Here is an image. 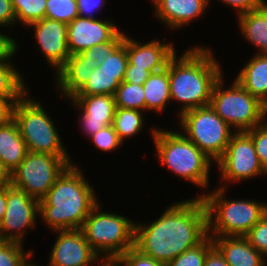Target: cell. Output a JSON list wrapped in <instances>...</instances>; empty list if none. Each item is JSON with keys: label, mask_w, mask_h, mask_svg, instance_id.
I'll list each match as a JSON object with an SVG mask.
<instances>
[{"label": "cell", "mask_w": 267, "mask_h": 266, "mask_svg": "<svg viewBox=\"0 0 267 266\" xmlns=\"http://www.w3.org/2000/svg\"><path fill=\"white\" fill-rule=\"evenodd\" d=\"M207 223V210L201 196L176 203L152 224H135V247L167 265L208 236Z\"/></svg>", "instance_id": "cell-1"}, {"label": "cell", "mask_w": 267, "mask_h": 266, "mask_svg": "<svg viewBox=\"0 0 267 266\" xmlns=\"http://www.w3.org/2000/svg\"><path fill=\"white\" fill-rule=\"evenodd\" d=\"M94 196L93 187L71 164L39 201V215L55 231L81 229L91 210L98 204Z\"/></svg>", "instance_id": "cell-2"}, {"label": "cell", "mask_w": 267, "mask_h": 266, "mask_svg": "<svg viewBox=\"0 0 267 266\" xmlns=\"http://www.w3.org/2000/svg\"><path fill=\"white\" fill-rule=\"evenodd\" d=\"M210 49L193 48L176 61V54L168 62L171 99L185 105L181 113L210 105L212 91L220 79L221 69Z\"/></svg>", "instance_id": "cell-3"}, {"label": "cell", "mask_w": 267, "mask_h": 266, "mask_svg": "<svg viewBox=\"0 0 267 266\" xmlns=\"http://www.w3.org/2000/svg\"><path fill=\"white\" fill-rule=\"evenodd\" d=\"M158 160L174 174L207 187L211 159L192 141L177 132L152 129Z\"/></svg>", "instance_id": "cell-4"}, {"label": "cell", "mask_w": 267, "mask_h": 266, "mask_svg": "<svg viewBox=\"0 0 267 266\" xmlns=\"http://www.w3.org/2000/svg\"><path fill=\"white\" fill-rule=\"evenodd\" d=\"M224 190L222 187L212 194L201 196L207 210L208 234L210 227L213 226L212 231L217 237H244L267 212V204L253 200H224ZM213 213L216 215L214 223L212 221Z\"/></svg>", "instance_id": "cell-5"}, {"label": "cell", "mask_w": 267, "mask_h": 266, "mask_svg": "<svg viewBox=\"0 0 267 266\" xmlns=\"http://www.w3.org/2000/svg\"><path fill=\"white\" fill-rule=\"evenodd\" d=\"M98 205L91 210L81 230L98 255L102 251L106 258H117L135 246V224L115 213H98Z\"/></svg>", "instance_id": "cell-6"}, {"label": "cell", "mask_w": 267, "mask_h": 266, "mask_svg": "<svg viewBox=\"0 0 267 266\" xmlns=\"http://www.w3.org/2000/svg\"><path fill=\"white\" fill-rule=\"evenodd\" d=\"M39 104L23 96L13 108V119L28 151L68 156L54 124Z\"/></svg>", "instance_id": "cell-7"}, {"label": "cell", "mask_w": 267, "mask_h": 266, "mask_svg": "<svg viewBox=\"0 0 267 266\" xmlns=\"http://www.w3.org/2000/svg\"><path fill=\"white\" fill-rule=\"evenodd\" d=\"M222 77L212 91L210 106L238 132L247 131L260 125L264 119V103L252 96L236 80L230 89L222 90Z\"/></svg>", "instance_id": "cell-8"}, {"label": "cell", "mask_w": 267, "mask_h": 266, "mask_svg": "<svg viewBox=\"0 0 267 266\" xmlns=\"http://www.w3.org/2000/svg\"><path fill=\"white\" fill-rule=\"evenodd\" d=\"M182 128L190 141L216 162L222 157L232 133L226 123L210 106L198 107L179 115Z\"/></svg>", "instance_id": "cell-9"}, {"label": "cell", "mask_w": 267, "mask_h": 266, "mask_svg": "<svg viewBox=\"0 0 267 266\" xmlns=\"http://www.w3.org/2000/svg\"><path fill=\"white\" fill-rule=\"evenodd\" d=\"M69 165V156L28 151L20 165L11 172L10 184L41 201Z\"/></svg>", "instance_id": "cell-10"}, {"label": "cell", "mask_w": 267, "mask_h": 266, "mask_svg": "<svg viewBox=\"0 0 267 266\" xmlns=\"http://www.w3.org/2000/svg\"><path fill=\"white\" fill-rule=\"evenodd\" d=\"M222 180L238 181L267 173L259 161L251 137L245 132L233 133L222 157L217 161Z\"/></svg>", "instance_id": "cell-11"}, {"label": "cell", "mask_w": 267, "mask_h": 266, "mask_svg": "<svg viewBox=\"0 0 267 266\" xmlns=\"http://www.w3.org/2000/svg\"><path fill=\"white\" fill-rule=\"evenodd\" d=\"M6 206L0 221L2 239L22 243L24 228L34 227L36 213H39V201L30 197L24 190L10 184L6 186ZM12 230L18 232L15 231L14 234Z\"/></svg>", "instance_id": "cell-12"}, {"label": "cell", "mask_w": 267, "mask_h": 266, "mask_svg": "<svg viewBox=\"0 0 267 266\" xmlns=\"http://www.w3.org/2000/svg\"><path fill=\"white\" fill-rule=\"evenodd\" d=\"M113 22L76 17L67 25L70 55L81 53L97 44L111 40L120 30Z\"/></svg>", "instance_id": "cell-13"}, {"label": "cell", "mask_w": 267, "mask_h": 266, "mask_svg": "<svg viewBox=\"0 0 267 266\" xmlns=\"http://www.w3.org/2000/svg\"><path fill=\"white\" fill-rule=\"evenodd\" d=\"M81 229L60 230L50 256V266H88L97 260Z\"/></svg>", "instance_id": "cell-14"}, {"label": "cell", "mask_w": 267, "mask_h": 266, "mask_svg": "<svg viewBox=\"0 0 267 266\" xmlns=\"http://www.w3.org/2000/svg\"><path fill=\"white\" fill-rule=\"evenodd\" d=\"M35 29V37L50 65L58 70L70 57L67 44V24L50 18L29 24Z\"/></svg>", "instance_id": "cell-15"}, {"label": "cell", "mask_w": 267, "mask_h": 266, "mask_svg": "<svg viewBox=\"0 0 267 266\" xmlns=\"http://www.w3.org/2000/svg\"><path fill=\"white\" fill-rule=\"evenodd\" d=\"M71 100L84 110L81 123L88 135L112 125L116 109L113 95H75Z\"/></svg>", "instance_id": "cell-16"}, {"label": "cell", "mask_w": 267, "mask_h": 266, "mask_svg": "<svg viewBox=\"0 0 267 266\" xmlns=\"http://www.w3.org/2000/svg\"><path fill=\"white\" fill-rule=\"evenodd\" d=\"M126 53L131 65L151 73L166 68L169 60L176 54L171 44H161L159 41L152 40L140 45L127 36Z\"/></svg>", "instance_id": "cell-17"}, {"label": "cell", "mask_w": 267, "mask_h": 266, "mask_svg": "<svg viewBox=\"0 0 267 266\" xmlns=\"http://www.w3.org/2000/svg\"><path fill=\"white\" fill-rule=\"evenodd\" d=\"M214 246L224 256L229 266H265V258L245 237L211 236ZM215 238V239H214Z\"/></svg>", "instance_id": "cell-18"}, {"label": "cell", "mask_w": 267, "mask_h": 266, "mask_svg": "<svg viewBox=\"0 0 267 266\" xmlns=\"http://www.w3.org/2000/svg\"><path fill=\"white\" fill-rule=\"evenodd\" d=\"M99 66L97 61L86 60L79 53L70 55L57 70L59 87L67 98L74 97L88 82L91 72Z\"/></svg>", "instance_id": "cell-19"}, {"label": "cell", "mask_w": 267, "mask_h": 266, "mask_svg": "<svg viewBox=\"0 0 267 266\" xmlns=\"http://www.w3.org/2000/svg\"><path fill=\"white\" fill-rule=\"evenodd\" d=\"M208 0H154L156 16L171 28H179L203 14Z\"/></svg>", "instance_id": "cell-20"}, {"label": "cell", "mask_w": 267, "mask_h": 266, "mask_svg": "<svg viewBox=\"0 0 267 266\" xmlns=\"http://www.w3.org/2000/svg\"><path fill=\"white\" fill-rule=\"evenodd\" d=\"M27 153V145L16 121L12 118L0 126V160L10 173L20 165Z\"/></svg>", "instance_id": "cell-21"}, {"label": "cell", "mask_w": 267, "mask_h": 266, "mask_svg": "<svg viewBox=\"0 0 267 266\" xmlns=\"http://www.w3.org/2000/svg\"><path fill=\"white\" fill-rule=\"evenodd\" d=\"M252 96L267 104V54H257L235 79Z\"/></svg>", "instance_id": "cell-22"}, {"label": "cell", "mask_w": 267, "mask_h": 266, "mask_svg": "<svg viewBox=\"0 0 267 266\" xmlns=\"http://www.w3.org/2000/svg\"><path fill=\"white\" fill-rule=\"evenodd\" d=\"M267 2L261 7L239 14V25L245 37L267 54Z\"/></svg>", "instance_id": "cell-23"}, {"label": "cell", "mask_w": 267, "mask_h": 266, "mask_svg": "<svg viewBox=\"0 0 267 266\" xmlns=\"http://www.w3.org/2000/svg\"><path fill=\"white\" fill-rule=\"evenodd\" d=\"M143 88L146 109L162 111L171 100L168 64L166 68L151 73Z\"/></svg>", "instance_id": "cell-24"}, {"label": "cell", "mask_w": 267, "mask_h": 266, "mask_svg": "<svg viewBox=\"0 0 267 266\" xmlns=\"http://www.w3.org/2000/svg\"><path fill=\"white\" fill-rule=\"evenodd\" d=\"M17 47L3 60L0 61V99L20 100L26 96V86L22 77L15 68L5 60L14 55Z\"/></svg>", "instance_id": "cell-25"}, {"label": "cell", "mask_w": 267, "mask_h": 266, "mask_svg": "<svg viewBox=\"0 0 267 266\" xmlns=\"http://www.w3.org/2000/svg\"><path fill=\"white\" fill-rule=\"evenodd\" d=\"M125 74H109L98 66L91 74L88 82L76 95H113Z\"/></svg>", "instance_id": "cell-26"}, {"label": "cell", "mask_w": 267, "mask_h": 266, "mask_svg": "<svg viewBox=\"0 0 267 266\" xmlns=\"http://www.w3.org/2000/svg\"><path fill=\"white\" fill-rule=\"evenodd\" d=\"M143 124L142 114L139 110L116 107L112 126L123 141L125 137L134 136Z\"/></svg>", "instance_id": "cell-27"}, {"label": "cell", "mask_w": 267, "mask_h": 266, "mask_svg": "<svg viewBox=\"0 0 267 266\" xmlns=\"http://www.w3.org/2000/svg\"><path fill=\"white\" fill-rule=\"evenodd\" d=\"M115 106L119 108L146 109L143 85L122 81L114 94Z\"/></svg>", "instance_id": "cell-28"}, {"label": "cell", "mask_w": 267, "mask_h": 266, "mask_svg": "<svg viewBox=\"0 0 267 266\" xmlns=\"http://www.w3.org/2000/svg\"><path fill=\"white\" fill-rule=\"evenodd\" d=\"M16 20L26 26L45 18L47 0H11Z\"/></svg>", "instance_id": "cell-29"}, {"label": "cell", "mask_w": 267, "mask_h": 266, "mask_svg": "<svg viewBox=\"0 0 267 266\" xmlns=\"http://www.w3.org/2000/svg\"><path fill=\"white\" fill-rule=\"evenodd\" d=\"M208 236L195 247L171 260L166 266H204L206 254L214 246L211 235Z\"/></svg>", "instance_id": "cell-30"}, {"label": "cell", "mask_w": 267, "mask_h": 266, "mask_svg": "<svg viewBox=\"0 0 267 266\" xmlns=\"http://www.w3.org/2000/svg\"><path fill=\"white\" fill-rule=\"evenodd\" d=\"M79 17L76 0H47L45 18L69 24Z\"/></svg>", "instance_id": "cell-31"}, {"label": "cell", "mask_w": 267, "mask_h": 266, "mask_svg": "<svg viewBox=\"0 0 267 266\" xmlns=\"http://www.w3.org/2000/svg\"><path fill=\"white\" fill-rule=\"evenodd\" d=\"M124 38L125 34L119 31L111 40L97 44L79 54L91 62L97 61L100 65L108 58V55L113 53L123 43Z\"/></svg>", "instance_id": "cell-32"}, {"label": "cell", "mask_w": 267, "mask_h": 266, "mask_svg": "<svg viewBox=\"0 0 267 266\" xmlns=\"http://www.w3.org/2000/svg\"><path fill=\"white\" fill-rule=\"evenodd\" d=\"M31 254L32 251L27 254L22 251V243L0 241V266H21Z\"/></svg>", "instance_id": "cell-33"}, {"label": "cell", "mask_w": 267, "mask_h": 266, "mask_svg": "<svg viewBox=\"0 0 267 266\" xmlns=\"http://www.w3.org/2000/svg\"><path fill=\"white\" fill-rule=\"evenodd\" d=\"M128 65L126 53V36L123 43L113 53L108 55L99 66L109 74H125Z\"/></svg>", "instance_id": "cell-34"}, {"label": "cell", "mask_w": 267, "mask_h": 266, "mask_svg": "<svg viewBox=\"0 0 267 266\" xmlns=\"http://www.w3.org/2000/svg\"><path fill=\"white\" fill-rule=\"evenodd\" d=\"M244 237L259 253L267 256V212Z\"/></svg>", "instance_id": "cell-35"}, {"label": "cell", "mask_w": 267, "mask_h": 266, "mask_svg": "<svg viewBox=\"0 0 267 266\" xmlns=\"http://www.w3.org/2000/svg\"><path fill=\"white\" fill-rule=\"evenodd\" d=\"M245 132L251 137L259 161L267 171V125L263 123Z\"/></svg>", "instance_id": "cell-36"}, {"label": "cell", "mask_w": 267, "mask_h": 266, "mask_svg": "<svg viewBox=\"0 0 267 266\" xmlns=\"http://www.w3.org/2000/svg\"><path fill=\"white\" fill-rule=\"evenodd\" d=\"M95 146L104 151L116 149L123 142L119 139L118 134L112 125L100 129L98 132L90 136Z\"/></svg>", "instance_id": "cell-37"}, {"label": "cell", "mask_w": 267, "mask_h": 266, "mask_svg": "<svg viewBox=\"0 0 267 266\" xmlns=\"http://www.w3.org/2000/svg\"><path fill=\"white\" fill-rule=\"evenodd\" d=\"M117 259L125 266H166L165 264L143 254L135 246L119 255Z\"/></svg>", "instance_id": "cell-38"}, {"label": "cell", "mask_w": 267, "mask_h": 266, "mask_svg": "<svg viewBox=\"0 0 267 266\" xmlns=\"http://www.w3.org/2000/svg\"><path fill=\"white\" fill-rule=\"evenodd\" d=\"M151 75L150 71L145 69L135 68L128 62L124 82L135 83L137 85H143Z\"/></svg>", "instance_id": "cell-39"}, {"label": "cell", "mask_w": 267, "mask_h": 266, "mask_svg": "<svg viewBox=\"0 0 267 266\" xmlns=\"http://www.w3.org/2000/svg\"><path fill=\"white\" fill-rule=\"evenodd\" d=\"M76 1H77L79 17L82 18H94L92 11H94V9L98 11L99 7L102 6L101 3L105 2V0H76Z\"/></svg>", "instance_id": "cell-40"}, {"label": "cell", "mask_w": 267, "mask_h": 266, "mask_svg": "<svg viewBox=\"0 0 267 266\" xmlns=\"http://www.w3.org/2000/svg\"><path fill=\"white\" fill-rule=\"evenodd\" d=\"M226 4L232 7L238 8L239 14L249 12L251 10L261 7L265 1L264 0H222Z\"/></svg>", "instance_id": "cell-41"}, {"label": "cell", "mask_w": 267, "mask_h": 266, "mask_svg": "<svg viewBox=\"0 0 267 266\" xmlns=\"http://www.w3.org/2000/svg\"><path fill=\"white\" fill-rule=\"evenodd\" d=\"M16 22V16L11 0H0V25H10Z\"/></svg>", "instance_id": "cell-42"}, {"label": "cell", "mask_w": 267, "mask_h": 266, "mask_svg": "<svg viewBox=\"0 0 267 266\" xmlns=\"http://www.w3.org/2000/svg\"><path fill=\"white\" fill-rule=\"evenodd\" d=\"M18 101L0 99V126L6 124L13 118V108Z\"/></svg>", "instance_id": "cell-43"}, {"label": "cell", "mask_w": 267, "mask_h": 266, "mask_svg": "<svg viewBox=\"0 0 267 266\" xmlns=\"http://www.w3.org/2000/svg\"><path fill=\"white\" fill-rule=\"evenodd\" d=\"M204 266H229L220 251L213 246L206 254Z\"/></svg>", "instance_id": "cell-44"}, {"label": "cell", "mask_w": 267, "mask_h": 266, "mask_svg": "<svg viewBox=\"0 0 267 266\" xmlns=\"http://www.w3.org/2000/svg\"><path fill=\"white\" fill-rule=\"evenodd\" d=\"M16 42L0 33V61L5 59L15 48Z\"/></svg>", "instance_id": "cell-45"}, {"label": "cell", "mask_w": 267, "mask_h": 266, "mask_svg": "<svg viewBox=\"0 0 267 266\" xmlns=\"http://www.w3.org/2000/svg\"><path fill=\"white\" fill-rule=\"evenodd\" d=\"M11 183V173L0 160V187H5Z\"/></svg>", "instance_id": "cell-46"}, {"label": "cell", "mask_w": 267, "mask_h": 266, "mask_svg": "<svg viewBox=\"0 0 267 266\" xmlns=\"http://www.w3.org/2000/svg\"><path fill=\"white\" fill-rule=\"evenodd\" d=\"M6 186L0 187V221L6 211Z\"/></svg>", "instance_id": "cell-47"}, {"label": "cell", "mask_w": 267, "mask_h": 266, "mask_svg": "<svg viewBox=\"0 0 267 266\" xmlns=\"http://www.w3.org/2000/svg\"><path fill=\"white\" fill-rule=\"evenodd\" d=\"M102 261H105L102 266H121V263L117 258H103Z\"/></svg>", "instance_id": "cell-48"}, {"label": "cell", "mask_w": 267, "mask_h": 266, "mask_svg": "<svg viewBox=\"0 0 267 266\" xmlns=\"http://www.w3.org/2000/svg\"><path fill=\"white\" fill-rule=\"evenodd\" d=\"M21 266H36V265H34V264H29L28 262H27V259L22 263V265Z\"/></svg>", "instance_id": "cell-49"}, {"label": "cell", "mask_w": 267, "mask_h": 266, "mask_svg": "<svg viewBox=\"0 0 267 266\" xmlns=\"http://www.w3.org/2000/svg\"><path fill=\"white\" fill-rule=\"evenodd\" d=\"M265 116H267V104L264 105V119H265Z\"/></svg>", "instance_id": "cell-50"}, {"label": "cell", "mask_w": 267, "mask_h": 266, "mask_svg": "<svg viewBox=\"0 0 267 266\" xmlns=\"http://www.w3.org/2000/svg\"><path fill=\"white\" fill-rule=\"evenodd\" d=\"M1 240H3V239H2V234H1V231H0V241H1Z\"/></svg>", "instance_id": "cell-51"}]
</instances>
